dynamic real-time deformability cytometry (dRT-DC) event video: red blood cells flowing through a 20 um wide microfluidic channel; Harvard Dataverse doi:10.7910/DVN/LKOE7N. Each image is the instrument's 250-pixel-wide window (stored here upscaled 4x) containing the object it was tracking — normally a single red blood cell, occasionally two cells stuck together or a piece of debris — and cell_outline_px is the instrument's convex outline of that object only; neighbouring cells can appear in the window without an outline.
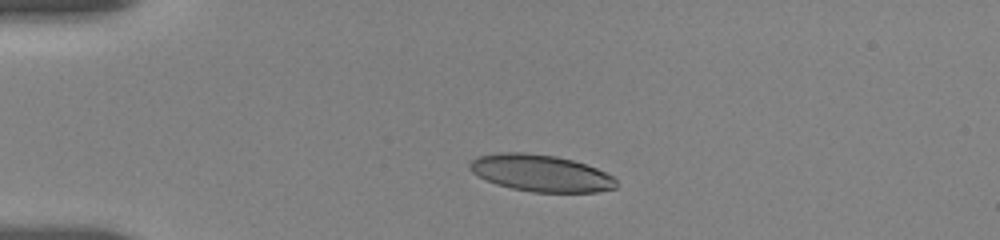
{"species": "human", "species_latin": "Homo sapiens", "temperature_condition": "room temperature", "stored_images_in_passage": 21, "camera_frame_rate_fps": 3000, "um_per_image_px": 0.085, "donor": {"sex": "female"}, "frame": {"image": 1, "passage_image": 1, "time_ms": 0.0, "image_size_px": [1000, 240], "cell_outline_px": [[616, 188], [596, 192], [532, 192], [512, 188], [496, 184], [472, 172], [468, 168], [468, 164], [476, 156], [496, 152], [524, 152], [556, 156], [572, 160], [596, 168], [616, 176]], "centroid_in_image_um": [45.96, 14.7], "position_along_channel_um": 39.0, "area_um2": 31.56}}
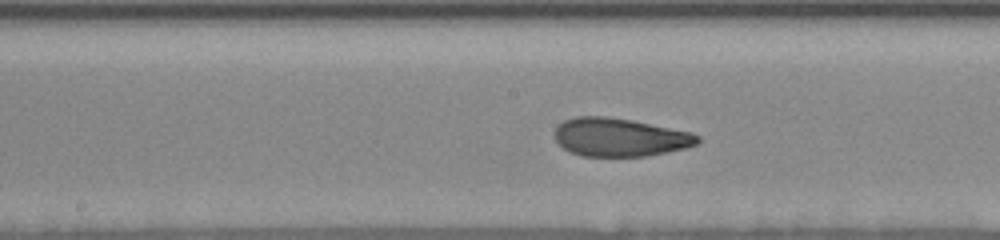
{"frame": {"image": 2, "passage_image": 12, "time_ms": 5.333, "image_size_px": [1000, 240], "cell_outline_px": [[700, 140], [696, 144], [684, 148], [668, 152], [648, 156], [580, 156], [568, 152], [556, 140], [556, 128], [564, 120], [576, 116], [608, 116], [632, 120], [692, 132], [700, 136]], "centroid_in_image_um": [52.69, 11.67], "position_along_channel_um": 195.5, "area_um2": 31.96}}
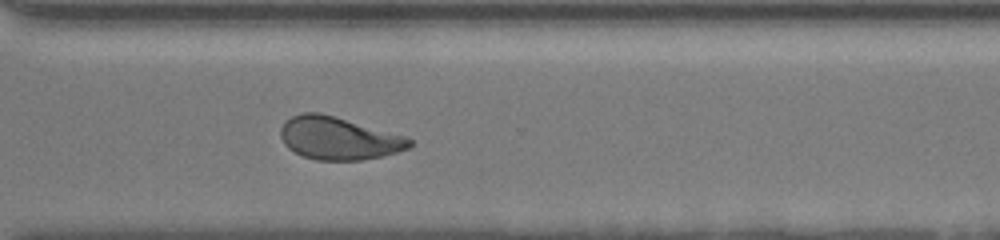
{"frame": {"image": 3, "passage_image": 21, "time_ms": 9.333, "image_size_px": [1000, 240], "cell_outline_px": [[412, 144], [408, 148], [396, 152], [380, 156], [360, 160], [316, 160], [304, 156], [288, 148], [284, 144], [280, 136], [280, 128], [292, 116], [304, 112], [320, 112], [336, 116], [408, 136], [412, 140]], "centroid_in_image_um": [28.8, 11.74], "position_along_channel_um": 341.8, "area_um2": 32.14}}